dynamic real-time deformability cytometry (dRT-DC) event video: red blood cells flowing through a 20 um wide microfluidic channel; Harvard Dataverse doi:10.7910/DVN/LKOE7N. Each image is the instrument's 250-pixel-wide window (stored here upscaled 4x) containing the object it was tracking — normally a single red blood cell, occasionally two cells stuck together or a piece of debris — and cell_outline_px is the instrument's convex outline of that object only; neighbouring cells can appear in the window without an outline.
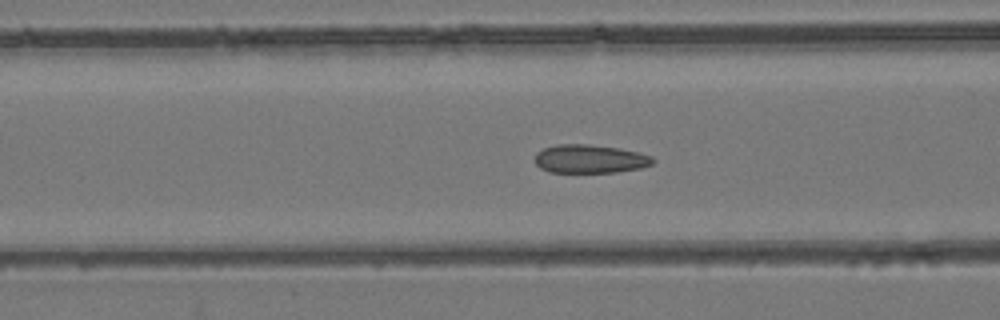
{"species": "common noctule bat (a hibernating species)", "species_latin": "Nyctalus noctula", "temperature_condition": "room temperature", "stored_images_in_passage": 54, "camera_frame_rate_fps": 3000, "um_per_image_px": 0.085, "animal": {"sex": "female", "body_mass_g": 24.6, "forearm_length_mm": 56.2}, "frame": {"image": 1, "passage_image": 22, "time_ms": 7.0, "image_size_px": [1000, 320], "cell_outline_px": [[656, 160], [652, 164], [640, 168], [616, 172], [548, 172], [540, 168], [536, 164], [536, 152], [544, 148], [556, 144], [588, 144], [620, 148], [652, 156]], "centroid_in_image_um": [50.14, 13.5], "position_along_channel_um": 116.5, "area_um2": 19.59}}
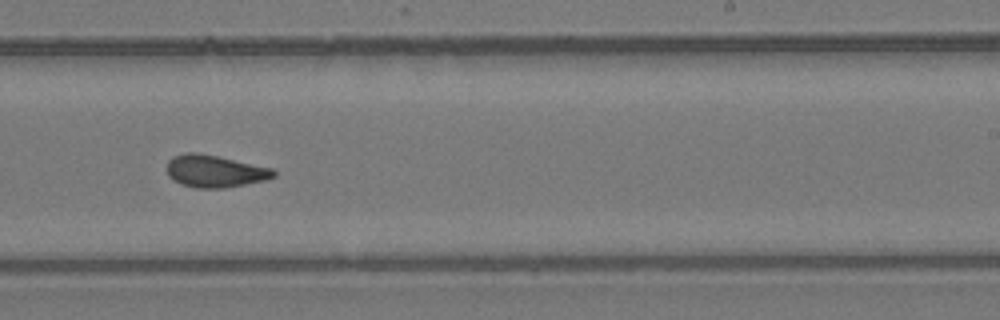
{"frame": {"image": 2, "passage_image": 34, "time_ms": 11.0, "image_size_px": [1000, 320], "cell_outline_px": [[276, 176], [268, 180], [224, 188], [196, 188], [180, 184], [172, 180], [168, 176], [168, 160], [172, 156], [184, 152], [196, 152], [216, 156], [272, 168], [276, 172]], "centroid_in_image_um": [18.25, 14.56], "position_along_channel_um": 270.8, "area_um2": 20.17}}
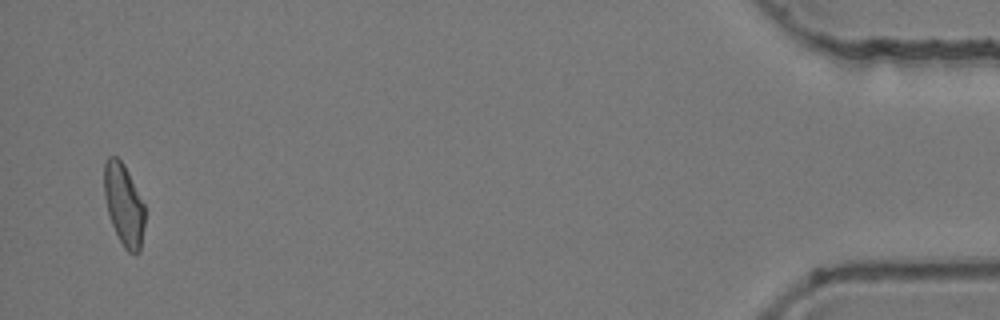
{"frame": {"image": 3, "passage_image": 53, "time_ms": 17.333, "image_size_px": [1000, 320], "cell_outline_px": [[144, 224], [140, 252], [128, 252], [124, 248], [112, 224], [108, 212], [104, 196], [104, 160], [108, 156], [116, 156], [124, 164], [144, 204]], "centroid_in_image_um": [10.51, 17.37], "position_along_channel_um": 424.7, "area_um2": 19.19}, "authors_computed_cell_mechanics": {"area_um2": 20.0277, "velocity_mm_per_s": 3.8638, "shape_relaxation_time_tau1_ms": null, "shape_relaxation_time_tau2_ms": 1.749, "deformation_change_tau1": null, "deformation_change_tau2": 0.0802}}